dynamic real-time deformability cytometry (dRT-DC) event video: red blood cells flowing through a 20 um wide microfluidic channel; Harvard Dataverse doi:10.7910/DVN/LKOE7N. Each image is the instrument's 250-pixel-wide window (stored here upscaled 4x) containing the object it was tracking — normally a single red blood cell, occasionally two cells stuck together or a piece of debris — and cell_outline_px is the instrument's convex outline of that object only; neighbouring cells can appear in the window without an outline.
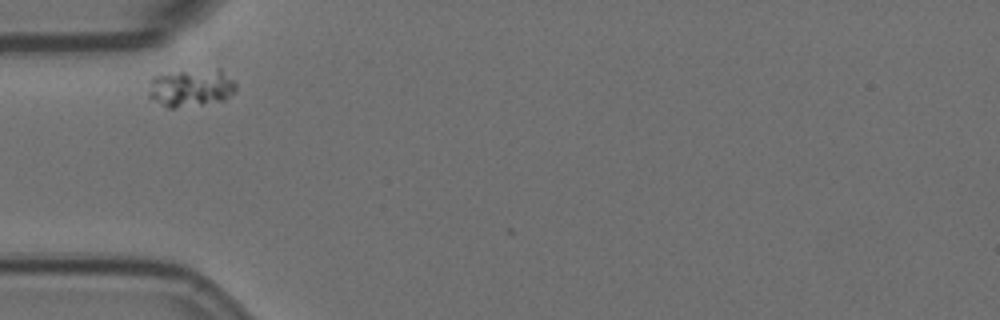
{"species": "Egyptian fruit bat (a non-hibernating species)", "species_latin": "Rousettus aegyptiacus", "temperature_condition": "room temperature", "stored_images_in_passage": 4, "camera_frame_rate_fps": 3000, "um_per_image_px": 0.085, "animal": {"sex": "female"}, "frame": {"image": 1, "passage_image": 1, "time_ms": 0.0, "image_size_px": [1000, 320], "cell_outline_px": [[236, 92], [224, 100], [200, 104], [172, 108], [168, 108], [148, 96], [152, 76], [180, 72], [216, 68], [220, 68], [236, 84]], "centroid_in_image_um": [16.28, 7.46], "position_along_channel_um": 68.7, "area_um2": 18.9}}